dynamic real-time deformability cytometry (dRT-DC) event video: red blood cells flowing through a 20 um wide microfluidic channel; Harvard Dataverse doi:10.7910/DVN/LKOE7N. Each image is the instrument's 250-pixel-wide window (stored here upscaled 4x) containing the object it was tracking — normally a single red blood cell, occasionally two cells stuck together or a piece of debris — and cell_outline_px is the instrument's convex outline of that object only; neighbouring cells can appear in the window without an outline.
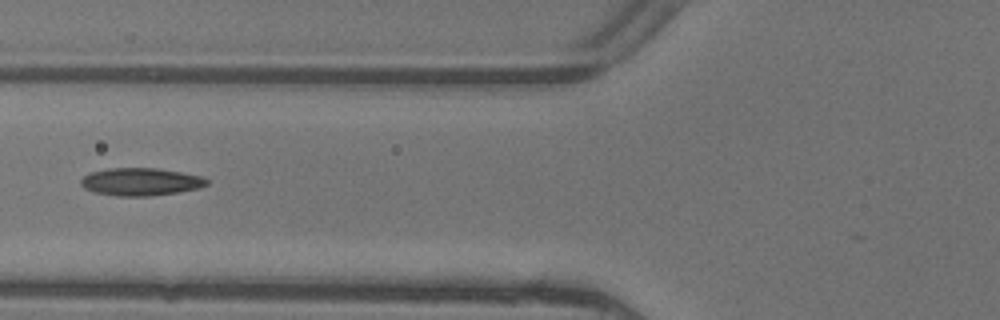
{"species": "common noctule bat (a hibernating species)", "species_latin": "Nyctalus noctula", "temperature_condition": "warm", "stored_images_in_passage": 5, "camera_frame_rate_fps": 3000, "um_per_image_px": 0.085, "animal": {"sex": "female"}, "frame": {"image": 1, "passage_image": 5, "time_ms": 1.333, "image_size_px": [1000, 320], "cell_outline_px": [[208, 184], [200, 188], [176, 192], [148, 196], [116, 196], [96, 192], [84, 188], [80, 184], [80, 180], [84, 176], [92, 172], [108, 168], [156, 168], [204, 176], [208, 180]], "centroid_in_image_um": [11.97, 15.45], "position_along_channel_um": 113.8, "area_um2": 20.23}}